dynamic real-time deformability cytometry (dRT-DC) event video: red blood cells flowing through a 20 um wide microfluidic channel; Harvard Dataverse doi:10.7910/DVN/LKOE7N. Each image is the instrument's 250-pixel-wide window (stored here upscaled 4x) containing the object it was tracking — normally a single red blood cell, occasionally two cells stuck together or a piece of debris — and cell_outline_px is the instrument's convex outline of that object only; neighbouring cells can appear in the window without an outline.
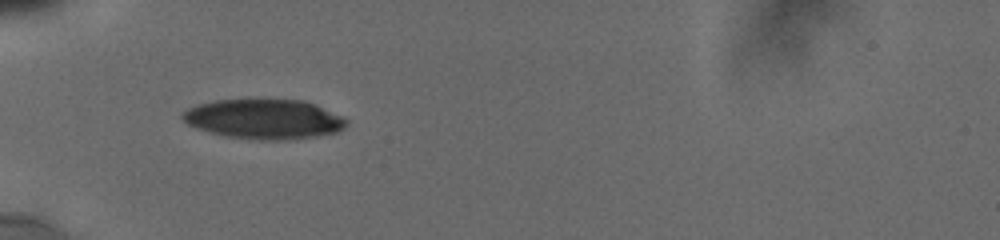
{"species": "human", "species_latin": "Homo sapiens", "temperature_condition": "cold", "stored_images_in_passage": 25, "camera_frame_rate_fps": 3000, "um_per_image_px": 0.085, "donor": {"sex": "male"}, "frame": {"image": 1, "passage_image": 14, "time_ms": 6.667, "image_size_px": [1000, 240], "cell_outline_px": [[348, 124], [344, 128], [336, 132], [320, 136], [284, 140], [260, 140], [228, 136], [196, 128], [188, 124], [180, 116], [188, 108], [200, 104], [216, 100], [304, 100], [316, 104], [344, 116], [348, 120]], "centroid_in_image_um": [22.52, 10.12], "position_along_channel_um": 62.5, "area_um2": 37.92}}
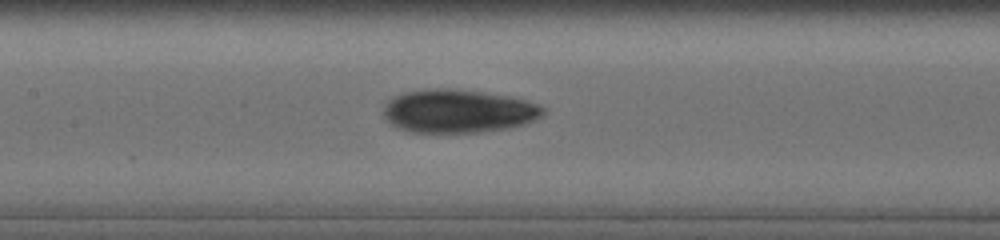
{"frame": {"image": 2, "passage_image": 20, "time_ms": 9.667, "image_size_px": [1000, 240], "cell_outline_px": [[544, 112], [540, 116], [524, 124], [508, 128], [480, 132], [412, 132], [396, 128], [388, 124], [384, 116], [384, 104], [388, 100], [404, 92], [480, 92], [504, 96], [524, 100], [536, 104], [544, 108]], "centroid_in_image_um": [38.91, 9.52], "position_along_channel_um": 168.5, "area_um2": 38.67}}
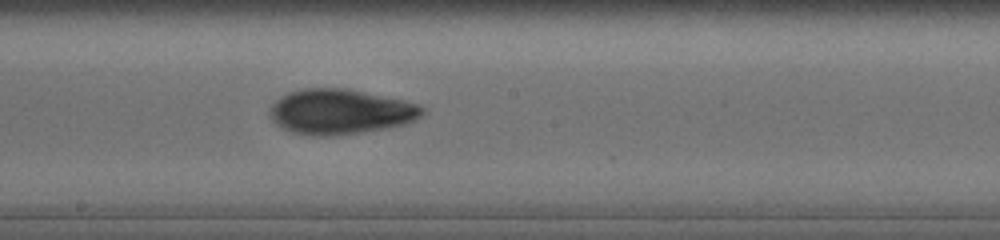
{"frame": {"image": 3, "passage_image": 25, "time_ms": 11.0, "image_size_px": [1000, 240], "cell_outline_px": [[424, 112], [420, 116], [404, 124], [388, 128], [332, 136], [320, 136], [292, 132], [284, 128], [272, 120], [272, 104], [280, 96], [288, 92], [304, 88], [344, 88], [404, 100], [420, 104], [424, 108]], "centroid_in_image_um": [28.95, 9.48], "position_along_channel_um": 219.3, "area_um2": 39.65}}